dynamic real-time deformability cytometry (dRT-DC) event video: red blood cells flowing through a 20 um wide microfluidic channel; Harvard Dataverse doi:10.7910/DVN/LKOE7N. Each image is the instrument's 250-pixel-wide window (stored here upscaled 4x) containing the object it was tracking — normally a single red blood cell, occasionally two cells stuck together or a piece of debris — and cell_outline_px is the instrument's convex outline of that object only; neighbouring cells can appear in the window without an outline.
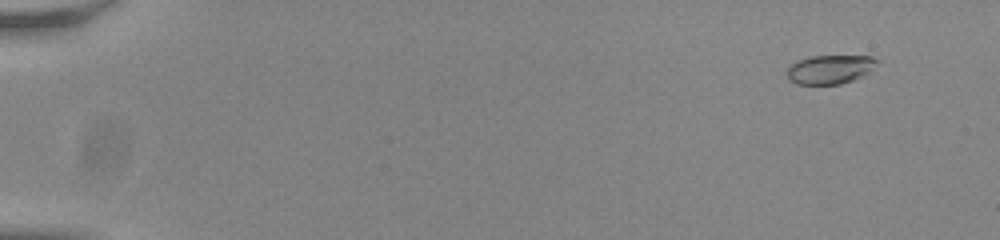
{"species": "common noctule bat (a hibernating species)", "species_latin": "Nyctalus noctula", "temperature_condition": "room temperature", "stored_images_in_passage": 53, "camera_frame_rate_fps": 3000, "um_per_image_px": 0.085, "animal": {"sex": "male", "body_mass_g": 20.0, "forearm_length_mm": 53.3}, "frame": {"image": 1, "passage_image": 2, "time_ms": 0.333, "image_size_px": [1000, 240], "cell_outline_px": [[880, 60], [872, 68], [860, 76], [852, 80], [840, 84], [796, 84], [788, 76], [788, 68], [796, 60], [812, 56], [872, 56]], "centroid_in_image_um": [70.54, 5.88], "position_along_channel_um": 14.5, "area_um2": 14.85}}
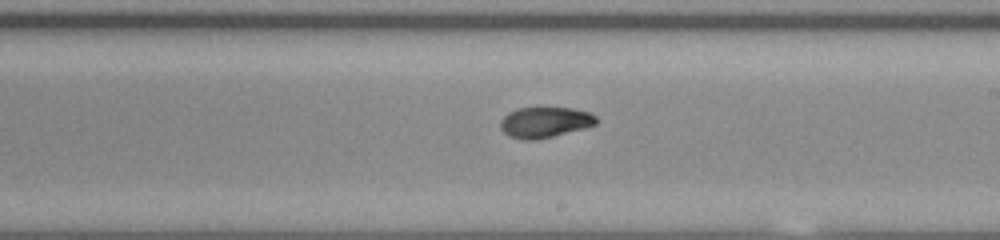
{"frame": {"image": 2, "passage_image": 32, "time_ms": 10.333, "image_size_px": [1000, 240], "cell_outline_px": [[600, 120], [596, 124], [584, 128], [552, 136], [532, 140], [520, 140], [508, 136], [500, 128], [500, 120], [508, 112], [516, 108], [572, 108], [588, 112], [596, 116]], "centroid_in_image_um": [46.29, 10.39], "position_along_channel_um": 242.7, "area_um2": 17.17}}
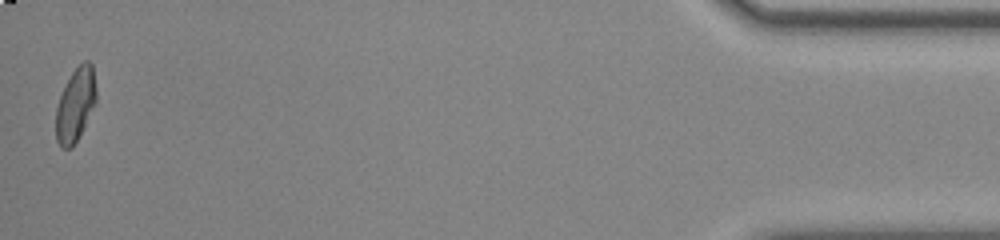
{"frame": {"image": 3, "passage_image": 53, "time_ms": 17.333, "image_size_px": [1000, 240], "cell_outline_px": [[96, 104], [72, 148], [60, 148], [56, 140], [56, 108], [60, 96], [72, 72], [84, 60], [88, 60], [92, 64], [96, 88]], "centroid_in_image_um": [6.42, 8.91], "position_along_channel_um": 428.8, "area_um2": 17.17}, "authors_computed_cell_mechanics": {"area_um2": 17.2822, "velocity_mm_per_s": 3.8074, "shape_relaxation_time_tau1_ms": 5.7789, "shape_relaxation_time_tau2_ms": 1.7953, "deformation_change_tau1": 0.2117, "deformation_change_tau2": 0.0541}}